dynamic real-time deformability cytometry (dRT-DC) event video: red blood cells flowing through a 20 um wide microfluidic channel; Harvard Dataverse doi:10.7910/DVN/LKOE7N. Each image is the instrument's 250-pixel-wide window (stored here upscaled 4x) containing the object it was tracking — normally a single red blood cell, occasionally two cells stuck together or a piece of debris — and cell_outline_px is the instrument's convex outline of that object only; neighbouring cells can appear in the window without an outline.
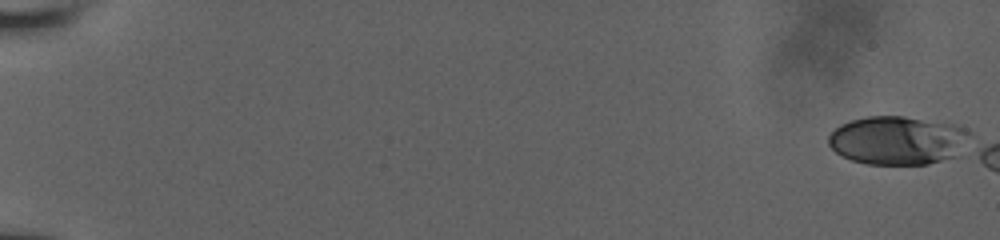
{"species": "human", "species_latin": "Homo sapiens", "temperature_condition": "room temperature", "stored_images_in_passage": 5, "camera_frame_rate_fps": 3000, "um_per_image_px": 0.085, "donor": {"sex": "male"}, "frame": {"image": 1, "passage_image": 1, "time_ms": 0.0, "image_size_px": [1000, 240], "cell_outline_px": [[968, 132], [960, 156], [928, 164], [868, 164], [852, 160], [836, 152], [828, 144], [828, 136], [840, 124], [852, 120], [868, 116], [904, 116], [952, 124], [964, 128]], "centroid_in_image_um": [76.29, 11.94], "position_along_channel_um": 8.7, "area_um2": 39.77}}